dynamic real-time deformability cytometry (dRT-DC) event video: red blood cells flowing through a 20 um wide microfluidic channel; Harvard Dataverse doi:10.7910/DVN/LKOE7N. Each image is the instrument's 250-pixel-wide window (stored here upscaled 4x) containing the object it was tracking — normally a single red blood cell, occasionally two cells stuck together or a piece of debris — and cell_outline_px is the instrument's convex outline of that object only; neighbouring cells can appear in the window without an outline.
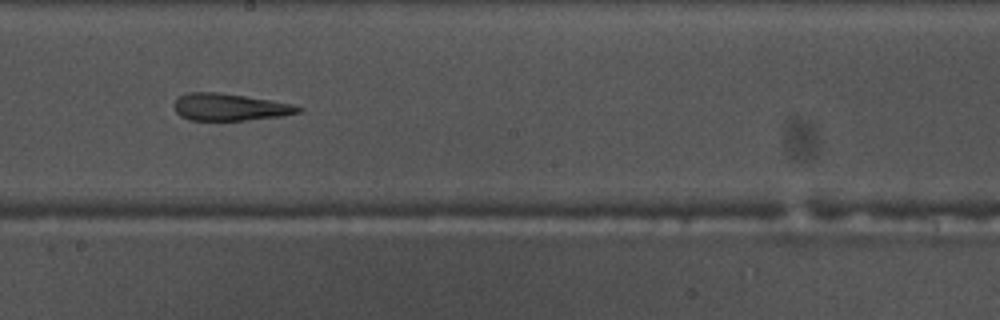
{"species": "common noctule bat (a hibernating species)", "species_latin": "Nyctalus noctula", "temperature_condition": "warm", "stored_images_in_passage": 34, "camera_frame_rate_fps": 3000, "um_per_image_px": 0.085, "animal": {"sex": "male", "body_mass_g": 17.5, "forearm_length_mm": 52.3}, "frame": {"image": 1, "passage_image": 15, "time_ms": 4.667, "image_size_px": [1000, 320], "cell_outline_px": [[304, 108], [300, 112], [280, 116], [248, 120], [188, 120], [180, 116], [176, 112], [172, 104], [180, 96], [188, 92], [216, 92], [244, 96], [292, 104]], "centroid_in_image_um": [19.48, 9.11], "position_along_channel_um": 228.7, "area_um2": 19.48}}
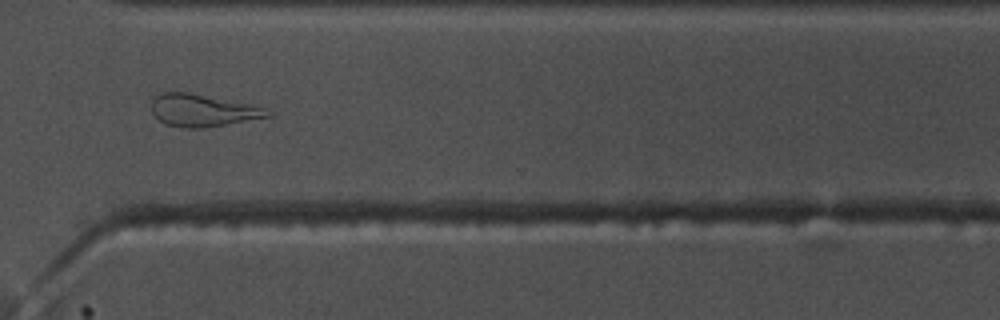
{"frame": {"image": 2, "passage_image": 25, "time_ms": 8.0, "image_size_px": [1000, 320], "cell_outline_px": [[272, 116], [204, 128], [180, 128], [168, 124], [160, 120], [152, 112], [152, 100], [160, 92], [188, 92], [248, 104], [264, 108], [272, 112]], "centroid_in_image_um": [17.21, 9.39], "position_along_channel_um": 353.4, "area_um2": 21.56}, "authors_computed_cell_mechanics": {"area_um2": 20.0277, "velocity_mm_per_s": 3.7293, "shape_relaxation_time_tau1_ms": null, "shape_relaxation_time_tau2_ms": 2.7789, "deformation_change_tau1": null, "deformation_change_tau2": 0.1558}}